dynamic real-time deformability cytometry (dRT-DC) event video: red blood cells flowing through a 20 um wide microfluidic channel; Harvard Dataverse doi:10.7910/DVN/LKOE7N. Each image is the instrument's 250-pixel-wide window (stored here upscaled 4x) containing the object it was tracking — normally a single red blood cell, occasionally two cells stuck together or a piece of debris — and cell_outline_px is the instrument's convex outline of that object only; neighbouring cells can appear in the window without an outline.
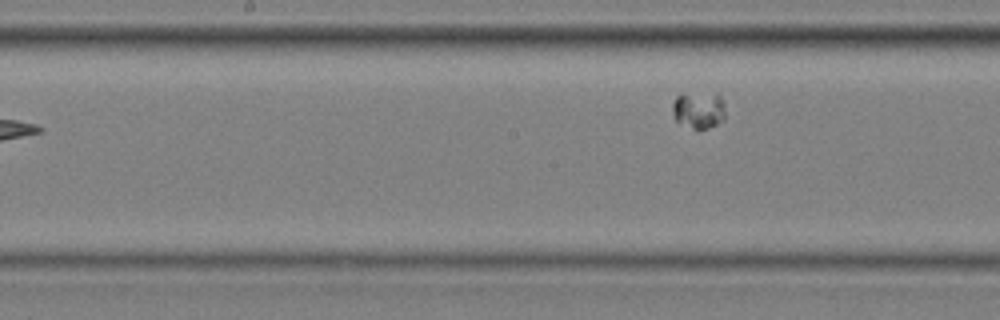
{"species": "common noctule bat (a hibernating species)", "species_latin": "Nyctalus noctula", "temperature_condition": "cold", "stored_images_in_passage": 6, "segment_of_instrument_passage": [2, 2], "camera_frame_rate_fps": 3000, "um_per_image_px": 0.085, "animal": {"sex": "male", "body_mass_g": 20.4}, "frame": {"image": 1, "passage_image": 6, "time_ms": 1.667, "image_size_px": [1000, 320], "cell_outline_px": [[724, 120], [708, 128], [692, 128], [676, 120], [672, 116], [672, 104], [676, 96], [720, 96], [724, 100]], "centroid_in_image_um": [59.38, 9.42], "position_along_channel_um": 188.8, "area_um2": 10.64}}